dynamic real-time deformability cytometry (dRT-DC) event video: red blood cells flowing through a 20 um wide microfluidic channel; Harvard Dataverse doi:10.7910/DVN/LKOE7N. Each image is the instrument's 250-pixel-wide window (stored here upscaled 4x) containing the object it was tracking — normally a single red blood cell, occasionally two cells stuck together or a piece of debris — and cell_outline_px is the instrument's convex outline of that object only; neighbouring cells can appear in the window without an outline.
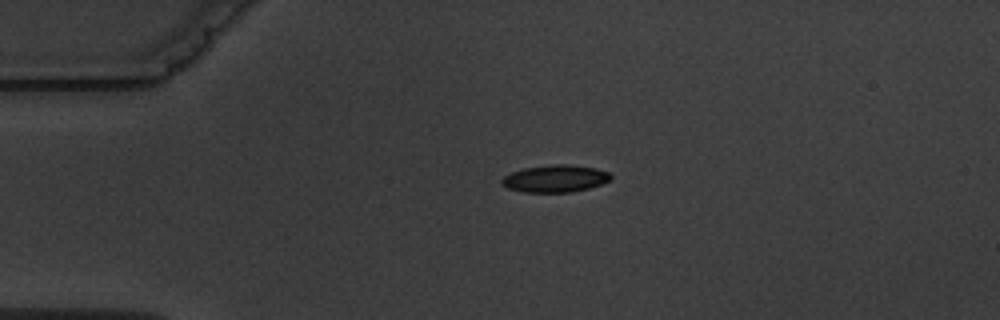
{"species": "common noctule bat (a hibernating species)", "species_latin": "Nyctalus noctula", "temperature_condition": "warm", "stored_images_in_passage": 4, "camera_frame_rate_fps": 3000, "um_per_image_px": 0.085, "animal": {"sex": "male", "body_mass_g": 19.5, "forearm_length_mm": 54.6}, "frame": {"image": 1, "passage_image": 4, "time_ms": 3.333, "image_size_px": [1000, 320], "cell_outline_px": [[612, 180], [588, 188], [572, 192], [524, 192], [508, 188], [500, 184], [500, 180], [504, 176], [512, 172], [524, 168], [552, 164], [568, 164], [596, 168], [608, 172], [612, 176]], "centroid_in_image_um": [47.19, 15.17], "position_along_channel_um": 37.8, "area_um2": 17.34}}